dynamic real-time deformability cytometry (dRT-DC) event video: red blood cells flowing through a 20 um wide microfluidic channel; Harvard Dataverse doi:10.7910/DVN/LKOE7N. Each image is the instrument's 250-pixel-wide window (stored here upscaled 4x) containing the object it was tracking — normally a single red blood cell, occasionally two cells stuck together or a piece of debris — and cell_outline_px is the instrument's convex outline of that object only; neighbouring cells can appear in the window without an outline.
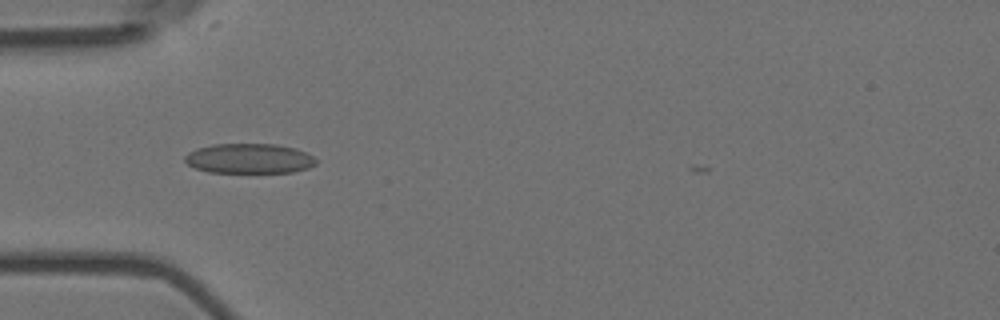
{"species": "Egyptian fruit bat (a non-hibernating species)", "species_latin": "Rousettus aegyptiacus", "temperature_condition": "room temperature", "stored_images_in_passage": 15, "camera_frame_rate_fps": 3000, "um_per_image_px": 0.085, "animal": {"sex": "female"}, "frame": {"image": 1, "passage_image": 5, "time_ms": 1.333, "image_size_px": [1000, 320], "cell_outline_px": [[316, 164], [308, 168], [292, 172], [208, 172], [196, 168], [188, 164], [184, 160], [184, 156], [188, 152], [196, 148], [212, 144], [276, 144], [296, 148], [312, 156], [316, 160]], "centroid_in_image_um": [21.16, 13.47], "position_along_channel_um": 63.8, "area_um2": 22.83}}
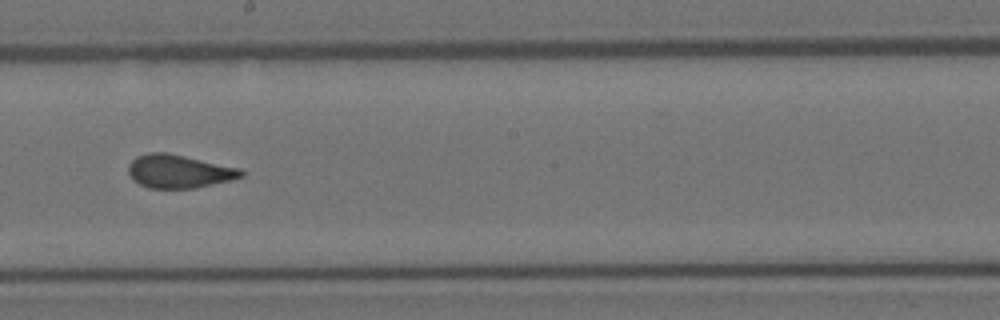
{"frame": {"image": 2, "passage_image": 9, "time_ms": 2.667, "image_size_px": [1000, 320], "cell_outline_px": [[244, 176], [196, 188], [148, 188], [132, 180], [128, 172], [128, 164], [136, 156], [148, 152], [168, 152], [240, 168], [244, 172]], "centroid_in_image_um": [15.17, 14.55], "position_along_channel_um": 233.0, "area_um2": 21.96}}
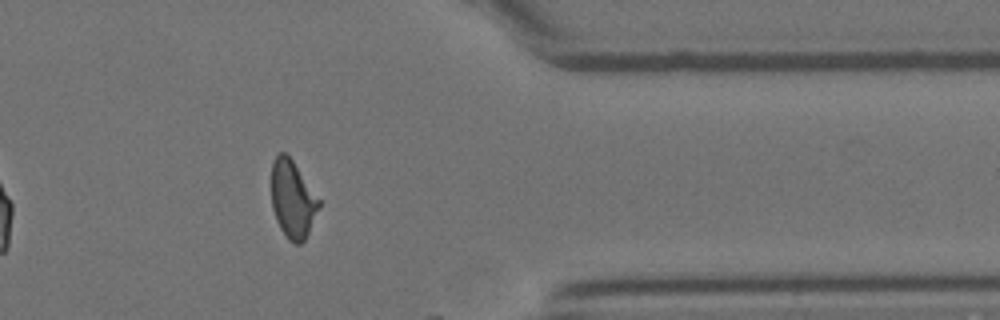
{"frame": {"image": 3, "passage_image": 13, "time_ms": 4.0, "image_size_px": [1000, 320], "cell_outline_px": [[320, 208], [304, 240], [300, 244], [296, 244], [288, 240], [280, 228], [276, 220], [272, 208], [272, 160], [280, 152], [284, 152], [292, 160], [320, 200]], "centroid_in_image_um": [24.87, 16.95], "position_along_channel_um": 386.5, "area_um2": 21.27}}